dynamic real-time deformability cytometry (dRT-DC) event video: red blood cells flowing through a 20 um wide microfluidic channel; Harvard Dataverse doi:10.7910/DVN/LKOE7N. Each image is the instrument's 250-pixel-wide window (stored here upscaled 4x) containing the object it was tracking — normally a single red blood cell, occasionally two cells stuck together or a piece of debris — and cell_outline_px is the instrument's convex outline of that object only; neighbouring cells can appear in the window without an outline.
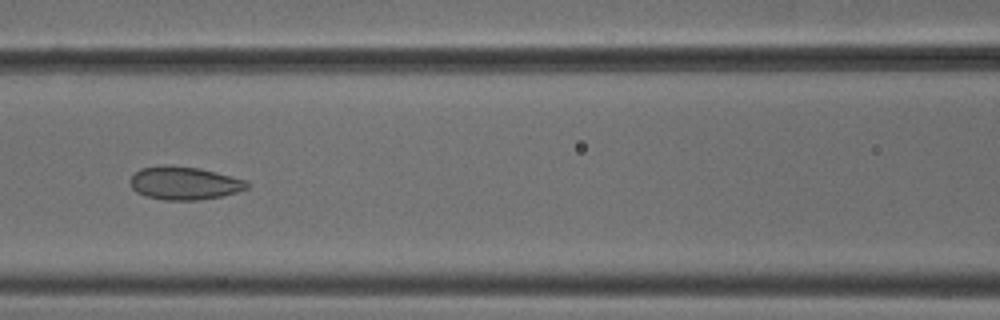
{"species": "common noctule bat (a hibernating species)", "species_latin": "Nyctalus noctula", "temperature_condition": "cold", "stored_images_in_passage": 6, "camera_frame_rate_fps": 3000, "um_per_image_px": 0.085, "animal": {"sex": "male", "body_mass_g": 18.8}, "frame": {"image": 1, "passage_image": 6, "time_ms": 1.667, "image_size_px": [1000, 320], "cell_outline_px": [[248, 188], [224, 196], [200, 200], [164, 200], [144, 196], [136, 192], [132, 188], [128, 180], [140, 168], [164, 164], [200, 168], [216, 172], [244, 180], [248, 184]], "centroid_in_image_um": [15.61, 15.57], "position_along_channel_um": 151.0, "area_um2": 22.72}}